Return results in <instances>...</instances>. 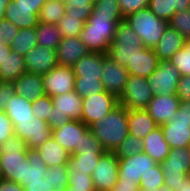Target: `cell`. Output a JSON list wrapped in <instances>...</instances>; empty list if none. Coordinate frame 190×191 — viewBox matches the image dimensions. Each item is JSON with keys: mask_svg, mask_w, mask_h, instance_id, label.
I'll return each instance as SVG.
<instances>
[{"mask_svg": "<svg viewBox=\"0 0 190 191\" xmlns=\"http://www.w3.org/2000/svg\"><path fill=\"white\" fill-rule=\"evenodd\" d=\"M4 112L12 121L13 126L17 120L34 119L35 117L32 112V102L18 94H14L8 101Z\"/></svg>", "mask_w": 190, "mask_h": 191, "instance_id": "f1b7e54d", "label": "cell"}, {"mask_svg": "<svg viewBox=\"0 0 190 191\" xmlns=\"http://www.w3.org/2000/svg\"><path fill=\"white\" fill-rule=\"evenodd\" d=\"M152 98L153 93L147 78L129 74L118 101L128 110H140L146 109Z\"/></svg>", "mask_w": 190, "mask_h": 191, "instance_id": "ba28073f", "label": "cell"}, {"mask_svg": "<svg viewBox=\"0 0 190 191\" xmlns=\"http://www.w3.org/2000/svg\"><path fill=\"white\" fill-rule=\"evenodd\" d=\"M124 20L141 38L143 46L150 49L156 46L168 26V22L156 17L149 7L127 15Z\"/></svg>", "mask_w": 190, "mask_h": 191, "instance_id": "277c9868", "label": "cell"}, {"mask_svg": "<svg viewBox=\"0 0 190 191\" xmlns=\"http://www.w3.org/2000/svg\"><path fill=\"white\" fill-rule=\"evenodd\" d=\"M172 119L190 123V100L180 101L179 109L173 114Z\"/></svg>", "mask_w": 190, "mask_h": 191, "instance_id": "11a10c76", "label": "cell"}, {"mask_svg": "<svg viewBox=\"0 0 190 191\" xmlns=\"http://www.w3.org/2000/svg\"><path fill=\"white\" fill-rule=\"evenodd\" d=\"M118 104V98L106 90L89 97H83L81 121L90 127L93 123L102 120Z\"/></svg>", "mask_w": 190, "mask_h": 191, "instance_id": "9c48e42d", "label": "cell"}, {"mask_svg": "<svg viewBox=\"0 0 190 191\" xmlns=\"http://www.w3.org/2000/svg\"><path fill=\"white\" fill-rule=\"evenodd\" d=\"M13 129L14 135L24 140L30 150H35L52 136V128L48 122L37 116L34 119L17 120Z\"/></svg>", "mask_w": 190, "mask_h": 191, "instance_id": "30bf717a", "label": "cell"}, {"mask_svg": "<svg viewBox=\"0 0 190 191\" xmlns=\"http://www.w3.org/2000/svg\"><path fill=\"white\" fill-rule=\"evenodd\" d=\"M66 4L59 0H47L39 12V21L58 24L65 15Z\"/></svg>", "mask_w": 190, "mask_h": 191, "instance_id": "836d02e7", "label": "cell"}, {"mask_svg": "<svg viewBox=\"0 0 190 191\" xmlns=\"http://www.w3.org/2000/svg\"><path fill=\"white\" fill-rule=\"evenodd\" d=\"M164 173V184L173 191L182 184V179L190 175V156L186 148H173L164 161L159 163Z\"/></svg>", "mask_w": 190, "mask_h": 191, "instance_id": "52a82bcc", "label": "cell"}, {"mask_svg": "<svg viewBox=\"0 0 190 191\" xmlns=\"http://www.w3.org/2000/svg\"><path fill=\"white\" fill-rule=\"evenodd\" d=\"M149 9L158 18L169 22L176 13L173 0H149Z\"/></svg>", "mask_w": 190, "mask_h": 191, "instance_id": "bcb514c9", "label": "cell"}, {"mask_svg": "<svg viewBox=\"0 0 190 191\" xmlns=\"http://www.w3.org/2000/svg\"><path fill=\"white\" fill-rule=\"evenodd\" d=\"M27 156L29 164H27L26 185H28L30 181L41 180V178L45 177L47 171L46 164L36 150L29 149Z\"/></svg>", "mask_w": 190, "mask_h": 191, "instance_id": "e575fe53", "label": "cell"}, {"mask_svg": "<svg viewBox=\"0 0 190 191\" xmlns=\"http://www.w3.org/2000/svg\"><path fill=\"white\" fill-rule=\"evenodd\" d=\"M74 90L81 97H89L105 91L101 79L82 80V78H75Z\"/></svg>", "mask_w": 190, "mask_h": 191, "instance_id": "7bdbcfd3", "label": "cell"}, {"mask_svg": "<svg viewBox=\"0 0 190 191\" xmlns=\"http://www.w3.org/2000/svg\"><path fill=\"white\" fill-rule=\"evenodd\" d=\"M139 182L118 180L112 191H139Z\"/></svg>", "mask_w": 190, "mask_h": 191, "instance_id": "6f0895ef", "label": "cell"}, {"mask_svg": "<svg viewBox=\"0 0 190 191\" xmlns=\"http://www.w3.org/2000/svg\"><path fill=\"white\" fill-rule=\"evenodd\" d=\"M0 191H25V190L19 183L0 178Z\"/></svg>", "mask_w": 190, "mask_h": 191, "instance_id": "680465c9", "label": "cell"}, {"mask_svg": "<svg viewBox=\"0 0 190 191\" xmlns=\"http://www.w3.org/2000/svg\"><path fill=\"white\" fill-rule=\"evenodd\" d=\"M180 99L177 95H153L146 110L158 126L166 124L179 109Z\"/></svg>", "mask_w": 190, "mask_h": 191, "instance_id": "ac0fdd59", "label": "cell"}, {"mask_svg": "<svg viewBox=\"0 0 190 191\" xmlns=\"http://www.w3.org/2000/svg\"><path fill=\"white\" fill-rule=\"evenodd\" d=\"M164 138L173 148H186L190 143V123L184 121H174L171 119L166 124L160 126Z\"/></svg>", "mask_w": 190, "mask_h": 191, "instance_id": "d4e9b609", "label": "cell"}, {"mask_svg": "<svg viewBox=\"0 0 190 191\" xmlns=\"http://www.w3.org/2000/svg\"><path fill=\"white\" fill-rule=\"evenodd\" d=\"M169 61L175 65L181 76L190 75V39L185 40L184 48L176 52Z\"/></svg>", "mask_w": 190, "mask_h": 191, "instance_id": "ee69618b", "label": "cell"}, {"mask_svg": "<svg viewBox=\"0 0 190 191\" xmlns=\"http://www.w3.org/2000/svg\"><path fill=\"white\" fill-rule=\"evenodd\" d=\"M69 182L66 190L96 191L91 175L68 170Z\"/></svg>", "mask_w": 190, "mask_h": 191, "instance_id": "f35d334b", "label": "cell"}, {"mask_svg": "<svg viewBox=\"0 0 190 191\" xmlns=\"http://www.w3.org/2000/svg\"><path fill=\"white\" fill-rule=\"evenodd\" d=\"M175 12H180L190 9V0H173Z\"/></svg>", "mask_w": 190, "mask_h": 191, "instance_id": "94428289", "label": "cell"}, {"mask_svg": "<svg viewBox=\"0 0 190 191\" xmlns=\"http://www.w3.org/2000/svg\"><path fill=\"white\" fill-rule=\"evenodd\" d=\"M159 62L154 49L144 47L131 62H128L126 69L129 74L148 78L158 68Z\"/></svg>", "mask_w": 190, "mask_h": 191, "instance_id": "cb8c5ba5", "label": "cell"}, {"mask_svg": "<svg viewBox=\"0 0 190 191\" xmlns=\"http://www.w3.org/2000/svg\"><path fill=\"white\" fill-rule=\"evenodd\" d=\"M0 178L26 186L27 164H29L27 143L13 135L1 146Z\"/></svg>", "mask_w": 190, "mask_h": 191, "instance_id": "6da1fadb", "label": "cell"}, {"mask_svg": "<svg viewBox=\"0 0 190 191\" xmlns=\"http://www.w3.org/2000/svg\"><path fill=\"white\" fill-rule=\"evenodd\" d=\"M53 105L52 97L49 95H43L35 101H32V112L34 116H37L40 120L48 122L51 118V112Z\"/></svg>", "mask_w": 190, "mask_h": 191, "instance_id": "7dc6e473", "label": "cell"}, {"mask_svg": "<svg viewBox=\"0 0 190 191\" xmlns=\"http://www.w3.org/2000/svg\"><path fill=\"white\" fill-rule=\"evenodd\" d=\"M13 135L12 121L4 111H0V146Z\"/></svg>", "mask_w": 190, "mask_h": 191, "instance_id": "816d5d0a", "label": "cell"}, {"mask_svg": "<svg viewBox=\"0 0 190 191\" xmlns=\"http://www.w3.org/2000/svg\"><path fill=\"white\" fill-rule=\"evenodd\" d=\"M164 173L160 164L155 165L147 173H143L139 180L140 189L151 190L152 188H159L164 184Z\"/></svg>", "mask_w": 190, "mask_h": 191, "instance_id": "60d3db41", "label": "cell"}, {"mask_svg": "<svg viewBox=\"0 0 190 191\" xmlns=\"http://www.w3.org/2000/svg\"><path fill=\"white\" fill-rule=\"evenodd\" d=\"M121 14L124 17L138 10L148 7L149 0H118Z\"/></svg>", "mask_w": 190, "mask_h": 191, "instance_id": "f907efd6", "label": "cell"}, {"mask_svg": "<svg viewBox=\"0 0 190 191\" xmlns=\"http://www.w3.org/2000/svg\"><path fill=\"white\" fill-rule=\"evenodd\" d=\"M143 48L141 38L125 20H122L117 25L114 40L109 46L107 55L126 68L128 62H131Z\"/></svg>", "mask_w": 190, "mask_h": 191, "instance_id": "5b68a950", "label": "cell"}, {"mask_svg": "<svg viewBox=\"0 0 190 191\" xmlns=\"http://www.w3.org/2000/svg\"><path fill=\"white\" fill-rule=\"evenodd\" d=\"M11 52L12 49L10 45L0 43V64L4 62V60L7 58V55H9Z\"/></svg>", "mask_w": 190, "mask_h": 191, "instance_id": "6125c7cd", "label": "cell"}, {"mask_svg": "<svg viewBox=\"0 0 190 191\" xmlns=\"http://www.w3.org/2000/svg\"><path fill=\"white\" fill-rule=\"evenodd\" d=\"M12 83L15 94L31 102L45 95L42 75L25 72Z\"/></svg>", "mask_w": 190, "mask_h": 191, "instance_id": "ffe728a7", "label": "cell"}, {"mask_svg": "<svg viewBox=\"0 0 190 191\" xmlns=\"http://www.w3.org/2000/svg\"><path fill=\"white\" fill-rule=\"evenodd\" d=\"M185 38L169 25L153 48L159 61H169L173 55L184 48Z\"/></svg>", "mask_w": 190, "mask_h": 191, "instance_id": "7402d4cb", "label": "cell"}, {"mask_svg": "<svg viewBox=\"0 0 190 191\" xmlns=\"http://www.w3.org/2000/svg\"><path fill=\"white\" fill-rule=\"evenodd\" d=\"M37 45L57 50L62 36L57 24H49L39 21L36 26Z\"/></svg>", "mask_w": 190, "mask_h": 191, "instance_id": "1f68e13d", "label": "cell"}, {"mask_svg": "<svg viewBox=\"0 0 190 191\" xmlns=\"http://www.w3.org/2000/svg\"><path fill=\"white\" fill-rule=\"evenodd\" d=\"M143 152V141L129 134L116 148L114 154L118 158H126Z\"/></svg>", "mask_w": 190, "mask_h": 191, "instance_id": "ab89813d", "label": "cell"}, {"mask_svg": "<svg viewBox=\"0 0 190 191\" xmlns=\"http://www.w3.org/2000/svg\"><path fill=\"white\" fill-rule=\"evenodd\" d=\"M35 46H37L36 27L19 29L10 44L12 51L23 56Z\"/></svg>", "mask_w": 190, "mask_h": 191, "instance_id": "d6a6232c", "label": "cell"}, {"mask_svg": "<svg viewBox=\"0 0 190 191\" xmlns=\"http://www.w3.org/2000/svg\"><path fill=\"white\" fill-rule=\"evenodd\" d=\"M187 149H188V151H189V156H190V143H189V145L187 146Z\"/></svg>", "mask_w": 190, "mask_h": 191, "instance_id": "003e7915", "label": "cell"}, {"mask_svg": "<svg viewBox=\"0 0 190 191\" xmlns=\"http://www.w3.org/2000/svg\"><path fill=\"white\" fill-rule=\"evenodd\" d=\"M103 53L89 52L81 57L73 66L76 78L82 80L101 79L103 71Z\"/></svg>", "mask_w": 190, "mask_h": 191, "instance_id": "44dd1931", "label": "cell"}, {"mask_svg": "<svg viewBox=\"0 0 190 191\" xmlns=\"http://www.w3.org/2000/svg\"><path fill=\"white\" fill-rule=\"evenodd\" d=\"M11 0H0V20L4 19L5 9Z\"/></svg>", "mask_w": 190, "mask_h": 191, "instance_id": "e7e4bbea", "label": "cell"}, {"mask_svg": "<svg viewBox=\"0 0 190 191\" xmlns=\"http://www.w3.org/2000/svg\"><path fill=\"white\" fill-rule=\"evenodd\" d=\"M45 176L48 177V182L50 183V186L52 185L54 187L55 191L66 190L69 182L67 165L47 167Z\"/></svg>", "mask_w": 190, "mask_h": 191, "instance_id": "8d00e7d4", "label": "cell"}, {"mask_svg": "<svg viewBox=\"0 0 190 191\" xmlns=\"http://www.w3.org/2000/svg\"><path fill=\"white\" fill-rule=\"evenodd\" d=\"M142 141L143 152L158 163L164 161L171 150L160 126L151 131Z\"/></svg>", "mask_w": 190, "mask_h": 191, "instance_id": "4316f807", "label": "cell"}, {"mask_svg": "<svg viewBox=\"0 0 190 191\" xmlns=\"http://www.w3.org/2000/svg\"><path fill=\"white\" fill-rule=\"evenodd\" d=\"M56 51L60 66H73L81 57L90 52L78 37H63Z\"/></svg>", "mask_w": 190, "mask_h": 191, "instance_id": "d6986e66", "label": "cell"}, {"mask_svg": "<svg viewBox=\"0 0 190 191\" xmlns=\"http://www.w3.org/2000/svg\"><path fill=\"white\" fill-rule=\"evenodd\" d=\"M118 160V180L128 182H139L143 173H147L158 164L145 152H140L126 158H118Z\"/></svg>", "mask_w": 190, "mask_h": 191, "instance_id": "5bb4252c", "label": "cell"}, {"mask_svg": "<svg viewBox=\"0 0 190 191\" xmlns=\"http://www.w3.org/2000/svg\"><path fill=\"white\" fill-rule=\"evenodd\" d=\"M47 167L67 165L70 153L51 136L47 141L35 149Z\"/></svg>", "mask_w": 190, "mask_h": 191, "instance_id": "83f0119b", "label": "cell"}, {"mask_svg": "<svg viewBox=\"0 0 190 191\" xmlns=\"http://www.w3.org/2000/svg\"><path fill=\"white\" fill-rule=\"evenodd\" d=\"M89 128L105 151L114 152L129 135L128 109L118 104L102 120L93 123Z\"/></svg>", "mask_w": 190, "mask_h": 191, "instance_id": "7a4b0ae2", "label": "cell"}, {"mask_svg": "<svg viewBox=\"0 0 190 191\" xmlns=\"http://www.w3.org/2000/svg\"><path fill=\"white\" fill-rule=\"evenodd\" d=\"M53 105L48 125L52 129L60 128L70 120L81 121L83 97L75 90L52 97Z\"/></svg>", "mask_w": 190, "mask_h": 191, "instance_id": "8992f818", "label": "cell"}, {"mask_svg": "<svg viewBox=\"0 0 190 191\" xmlns=\"http://www.w3.org/2000/svg\"><path fill=\"white\" fill-rule=\"evenodd\" d=\"M118 169V157L106 151L91 174L96 191H112L118 181Z\"/></svg>", "mask_w": 190, "mask_h": 191, "instance_id": "7c38bea8", "label": "cell"}, {"mask_svg": "<svg viewBox=\"0 0 190 191\" xmlns=\"http://www.w3.org/2000/svg\"><path fill=\"white\" fill-rule=\"evenodd\" d=\"M92 16L123 18L118 0H99L93 4Z\"/></svg>", "mask_w": 190, "mask_h": 191, "instance_id": "b9f144b4", "label": "cell"}, {"mask_svg": "<svg viewBox=\"0 0 190 191\" xmlns=\"http://www.w3.org/2000/svg\"><path fill=\"white\" fill-rule=\"evenodd\" d=\"M19 28L5 18L0 20V43L10 45L18 34Z\"/></svg>", "mask_w": 190, "mask_h": 191, "instance_id": "681fc988", "label": "cell"}, {"mask_svg": "<svg viewBox=\"0 0 190 191\" xmlns=\"http://www.w3.org/2000/svg\"><path fill=\"white\" fill-rule=\"evenodd\" d=\"M180 78V72L171 61H160L147 80L153 95H176Z\"/></svg>", "mask_w": 190, "mask_h": 191, "instance_id": "8fae6325", "label": "cell"}, {"mask_svg": "<svg viewBox=\"0 0 190 191\" xmlns=\"http://www.w3.org/2000/svg\"><path fill=\"white\" fill-rule=\"evenodd\" d=\"M88 152L105 153L100 141L93 135L90 128L81 135L79 150L75 154H83Z\"/></svg>", "mask_w": 190, "mask_h": 191, "instance_id": "c3c4849f", "label": "cell"}, {"mask_svg": "<svg viewBox=\"0 0 190 191\" xmlns=\"http://www.w3.org/2000/svg\"><path fill=\"white\" fill-rule=\"evenodd\" d=\"M26 72L25 59L12 51L0 64V80L13 82Z\"/></svg>", "mask_w": 190, "mask_h": 191, "instance_id": "f546056e", "label": "cell"}, {"mask_svg": "<svg viewBox=\"0 0 190 191\" xmlns=\"http://www.w3.org/2000/svg\"><path fill=\"white\" fill-rule=\"evenodd\" d=\"M176 95L179 97L180 100H190V75L181 76L177 84Z\"/></svg>", "mask_w": 190, "mask_h": 191, "instance_id": "db71d44e", "label": "cell"}, {"mask_svg": "<svg viewBox=\"0 0 190 191\" xmlns=\"http://www.w3.org/2000/svg\"><path fill=\"white\" fill-rule=\"evenodd\" d=\"M39 12L37 7L13 6L9 2L5 9L4 18L19 29L34 28L39 24Z\"/></svg>", "mask_w": 190, "mask_h": 191, "instance_id": "603a6c76", "label": "cell"}, {"mask_svg": "<svg viewBox=\"0 0 190 191\" xmlns=\"http://www.w3.org/2000/svg\"><path fill=\"white\" fill-rule=\"evenodd\" d=\"M88 129L84 122L70 120L62 127L52 129V136L70 154H75L79 150L81 135Z\"/></svg>", "mask_w": 190, "mask_h": 191, "instance_id": "e0dca14e", "label": "cell"}, {"mask_svg": "<svg viewBox=\"0 0 190 191\" xmlns=\"http://www.w3.org/2000/svg\"><path fill=\"white\" fill-rule=\"evenodd\" d=\"M168 25L186 40L190 39V9L176 12L168 22Z\"/></svg>", "mask_w": 190, "mask_h": 191, "instance_id": "f6af8a7d", "label": "cell"}, {"mask_svg": "<svg viewBox=\"0 0 190 191\" xmlns=\"http://www.w3.org/2000/svg\"><path fill=\"white\" fill-rule=\"evenodd\" d=\"M47 0H11L13 6L37 7L39 10Z\"/></svg>", "mask_w": 190, "mask_h": 191, "instance_id": "91938a15", "label": "cell"}, {"mask_svg": "<svg viewBox=\"0 0 190 191\" xmlns=\"http://www.w3.org/2000/svg\"><path fill=\"white\" fill-rule=\"evenodd\" d=\"M139 191H173L168 185L166 184H163L161 187L155 189V188H152L151 190H143V189H140Z\"/></svg>", "mask_w": 190, "mask_h": 191, "instance_id": "03108f58", "label": "cell"}, {"mask_svg": "<svg viewBox=\"0 0 190 191\" xmlns=\"http://www.w3.org/2000/svg\"><path fill=\"white\" fill-rule=\"evenodd\" d=\"M158 125L146 109L128 110L129 134L144 139Z\"/></svg>", "mask_w": 190, "mask_h": 191, "instance_id": "484cf974", "label": "cell"}, {"mask_svg": "<svg viewBox=\"0 0 190 191\" xmlns=\"http://www.w3.org/2000/svg\"><path fill=\"white\" fill-rule=\"evenodd\" d=\"M128 76L129 73L125 67L112 60L107 54L103 55L101 81L108 93L119 98L125 88Z\"/></svg>", "mask_w": 190, "mask_h": 191, "instance_id": "9a60e30c", "label": "cell"}, {"mask_svg": "<svg viewBox=\"0 0 190 191\" xmlns=\"http://www.w3.org/2000/svg\"><path fill=\"white\" fill-rule=\"evenodd\" d=\"M176 191H190V175L182 179V184Z\"/></svg>", "mask_w": 190, "mask_h": 191, "instance_id": "be15d7a7", "label": "cell"}, {"mask_svg": "<svg viewBox=\"0 0 190 191\" xmlns=\"http://www.w3.org/2000/svg\"><path fill=\"white\" fill-rule=\"evenodd\" d=\"M103 154L96 152L70 154L67 169L91 175Z\"/></svg>", "mask_w": 190, "mask_h": 191, "instance_id": "4dcf8cb0", "label": "cell"}, {"mask_svg": "<svg viewBox=\"0 0 190 191\" xmlns=\"http://www.w3.org/2000/svg\"><path fill=\"white\" fill-rule=\"evenodd\" d=\"M25 191H55L54 187L48 182V177L41 178V180L30 181L28 185L24 187Z\"/></svg>", "mask_w": 190, "mask_h": 191, "instance_id": "9f6ffc18", "label": "cell"}, {"mask_svg": "<svg viewBox=\"0 0 190 191\" xmlns=\"http://www.w3.org/2000/svg\"><path fill=\"white\" fill-rule=\"evenodd\" d=\"M26 72L44 75L46 72L58 66L57 51L51 48L37 45L25 56Z\"/></svg>", "mask_w": 190, "mask_h": 191, "instance_id": "2e32d148", "label": "cell"}, {"mask_svg": "<svg viewBox=\"0 0 190 191\" xmlns=\"http://www.w3.org/2000/svg\"><path fill=\"white\" fill-rule=\"evenodd\" d=\"M66 4L65 14H76L80 20L87 22L90 17L94 2L92 0H59Z\"/></svg>", "mask_w": 190, "mask_h": 191, "instance_id": "74e56055", "label": "cell"}, {"mask_svg": "<svg viewBox=\"0 0 190 191\" xmlns=\"http://www.w3.org/2000/svg\"><path fill=\"white\" fill-rule=\"evenodd\" d=\"M85 22L76 14L64 15L58 22L60 34L63 37H78Z\"/></svg>", "mask_w": 190, "mask_h": 191, "instance_id": "d590c367", "label": "cell"}, {"mask_svg": "<svg viewBox=\"0 0 190 191\" xmlns=\"http://www.w3.org/2000/svg\"><path fill=\"white\" fill-rule=\"evenodd\" d=\"M75 78L72 66H55L43 75L45 94L54 97L74 91Z\"/></svg>", "mask_w": 190, "mask_h": 191, "instance_id": "4fadbf2b", "label": "cell"}, {"mask_svg": "<svg viewBox=\"0 0 190 191\" xmlns=\"http://www.w3.org/2000/svg\"><path fill=\"white\" fill-rule=\"evenodd\" d=\"M124 18L92 16L85 22L78 38L90 52L107 54L114 40L117 25Z\"/></svg>", "mask_w": 190, "mask_h": 191, "instance_id": "3957f363", "label": "cell"}, {"mask_svg": "<svg viewBox=\"0 0 190 191\" xmlns=\"http://www.w3.org/2000/svg\"><path fill=\"white\" fill-rule=\"evenodd\" d=\"M13 83L0 80V111L6 109V104L14 96Z\"/></svg>", "mask_w": 190, "mask_h": 191, "instance_id": "f5cc1de1", "label": "cell"}]
</instances>
